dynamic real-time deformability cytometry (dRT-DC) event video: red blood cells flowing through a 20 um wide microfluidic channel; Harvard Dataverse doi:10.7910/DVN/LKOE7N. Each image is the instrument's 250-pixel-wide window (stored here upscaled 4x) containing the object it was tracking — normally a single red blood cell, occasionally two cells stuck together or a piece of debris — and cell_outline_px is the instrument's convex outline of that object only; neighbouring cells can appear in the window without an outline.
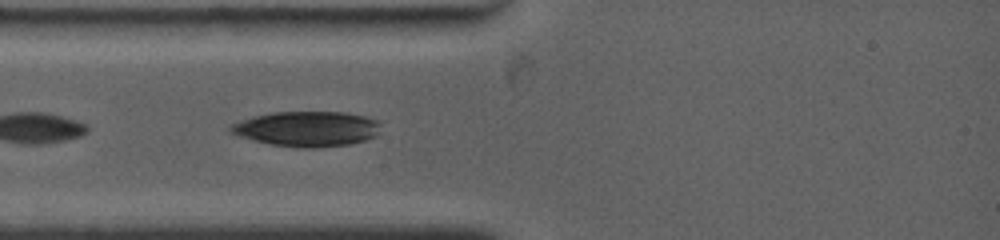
{"species": "common noctule bat (a hibernating species)", "species_latin": "Nyctalus noctula", "temperature_condition": "warm", "stored_images_in_passage": 23, "camera_frame_rate_fps": 4500, "um_per_image_px": 0.085, "animal": {"sex": "female", "body_mass_g": 19.0, "forearm_length_mm": 53.3}, "frame": {"image": 1, "passage_image": 4, "time_ms": 1.111, "image_size_px": [1000, 240], "cell_outline_px": [[380, 124], [376, 136], [364, 140], [348, 144], [316, 148], [300, 148], [272, 144], [252, 140], [240, 136], [232, 132], [228, 128], [228, 124], [252, 116], [272, 112], [348, 112], [364, 116], [376, 120]], "centroid_in_image_um": [26.06, 10.94], "position_along_channel_um": 58.9, "area_um2": 30.81}}
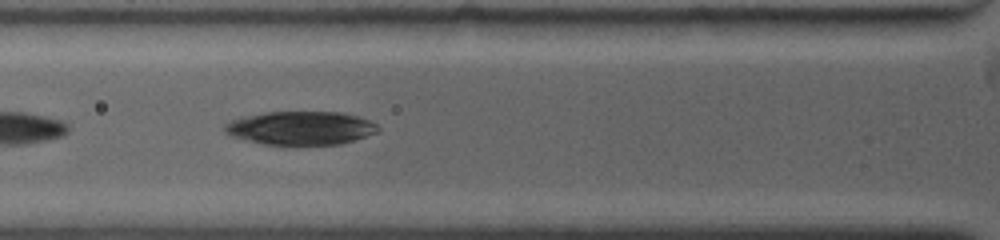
{"frame": {"image": 2, "passage_image": 7, "time_ms": 2.222, "image_size_px": [1000, 240], "cell_outline_px": [[380, 132], [340, 144], [264, 144], [232, 136], [224, 132], [224, 124], [240, 116], [268, 112], [344, 112], [368, 120], [376, 124], [380, 128]], "centroid_in_image_um": [25.56, 10.87], "position_along_channel_um": 100.2, "area_um2": 29.82}}
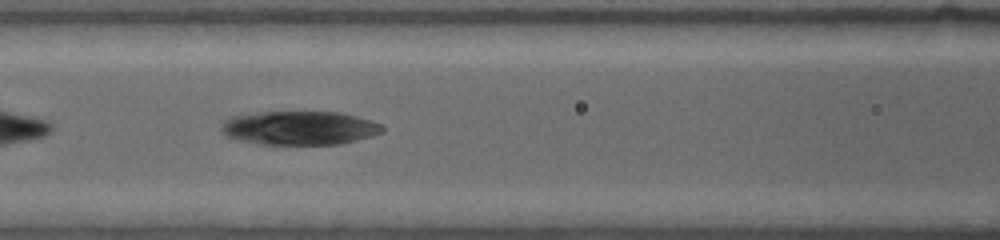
{"frame": {"image": 3, "passage_image": 10, "time_ms": 3.333, "image_size_px": [1000, 240], "cell_outline_px": [[384, 132], [356, 140], [340, 144], [256, 144], [236, 140], [228, 136], [220, 128], [224, 120], [232, 116], [260, 112], [340, 112], [356, 116], [380, 124], [384, 128]], "centroid_in_image_um": [25.43, 10.88], "position_along_channel_um": 141.2, "area_um2": 31.62}}